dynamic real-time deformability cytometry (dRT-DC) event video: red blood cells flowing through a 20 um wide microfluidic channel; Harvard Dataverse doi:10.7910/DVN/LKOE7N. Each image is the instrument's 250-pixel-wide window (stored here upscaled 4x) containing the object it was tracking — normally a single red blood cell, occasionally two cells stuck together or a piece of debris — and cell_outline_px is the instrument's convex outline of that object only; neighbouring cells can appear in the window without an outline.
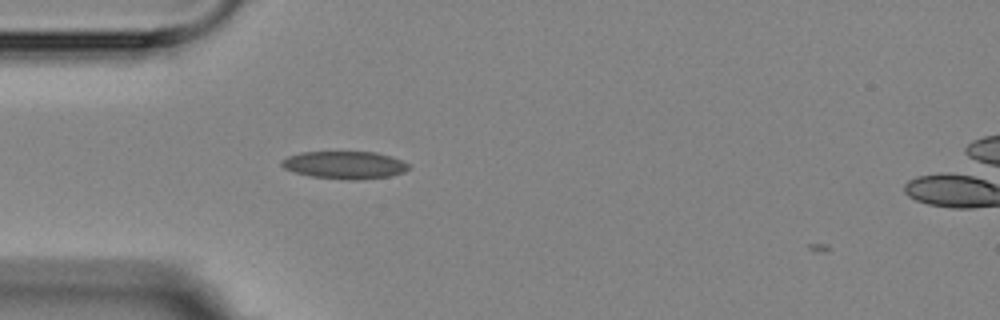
{"species": "Egyptian fruit bat (a non-hibernating species)", "species_latin": "Rousettus aegyptiacus", "temperature_condition": "room temperature", "stored_images_in_passage": 1, "camera_frame_rate_fps": 3000, "um_per_image_px": 0.085, "animal": {"sex": "female"}, "frame": {"image": 1, "passage_image": 1, "time_ms": 0.0, "image_size_px": [1000, 320], "cell_outline_px": [[412, 168], [404, 172], [392, 176], [360, 180], [348, 180], [312, 176], [296, 172], [284, 168], [280, 164], [280, 160], [288, 156], [304, 152], [376, 152], [392, 156], [408, 164]], "centroid_in_image_um": [29.34, 14.03], "position_along_channel_um": 55.7, "area_um2": 20.52}}